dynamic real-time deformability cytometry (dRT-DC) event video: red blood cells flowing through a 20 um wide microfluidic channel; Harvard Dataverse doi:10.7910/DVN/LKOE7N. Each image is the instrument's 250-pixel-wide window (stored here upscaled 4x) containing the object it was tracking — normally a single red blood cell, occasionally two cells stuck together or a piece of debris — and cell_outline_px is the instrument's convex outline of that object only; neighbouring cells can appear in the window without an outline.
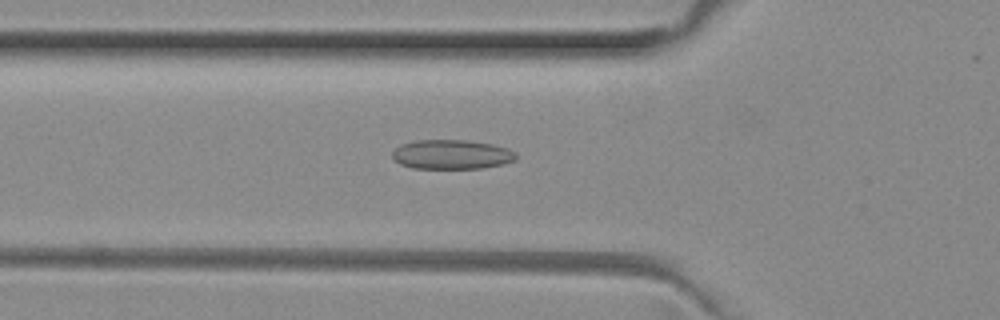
{"species": "common noctule bat (a hibernating species)", "species_latin": "Nyctalus noctula", "temperature_condition": "room temperature", "stored_images_in_passage": 49, "camera_frame_rate_fps": 3000, "um_per_image_px": 0.085, "animal": {"sex": "female", "body_mass_g": 29.2, "forearm_length_mm": 56.3}, "frame": {"image": 1, "passage_image": 16, "time_ms": 5.0, "image_size_px": [1000, 320], "cell_outline_px": [[516, 160], [504, 164], [484, 168], [412, 168], [400, 164], [392, 160], [392, 152], [400, 144], [416, 140], [468, 140], [492, 144], [508, 148], [516, 152]], "centroid_in_image_um": [38.39, 13.13], "position_along_channel_um": 87.4, "area_um2": 21.44}}
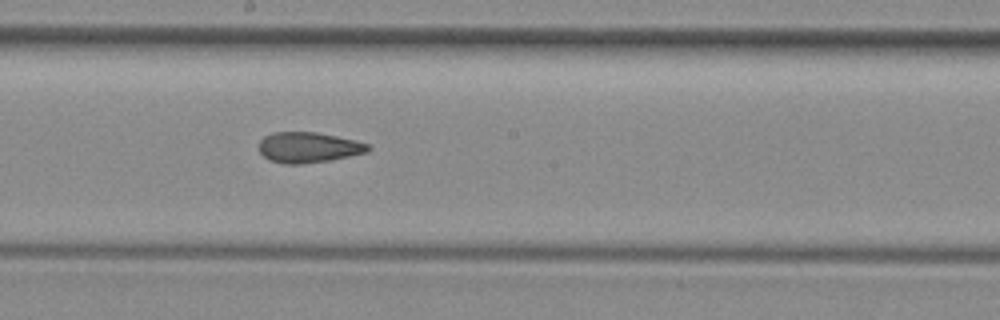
{"frame": {"image": 2, "passage_image": 26, "time_ms": 8.333, "image_size_px": [1000, 320], "cell_outline_px": [[372, 148], [368, 152], [332, 160], [300, 164], [284, 164], [268, 160], [260, 152], [260, 140], [264, 136], [272, 132], [316, 132], [356, 140], [368, 144]], "centroid_in_image_um": [26.23, 12.53], "position_along_channel_um": 222.0, "area_um2": 19.54}}
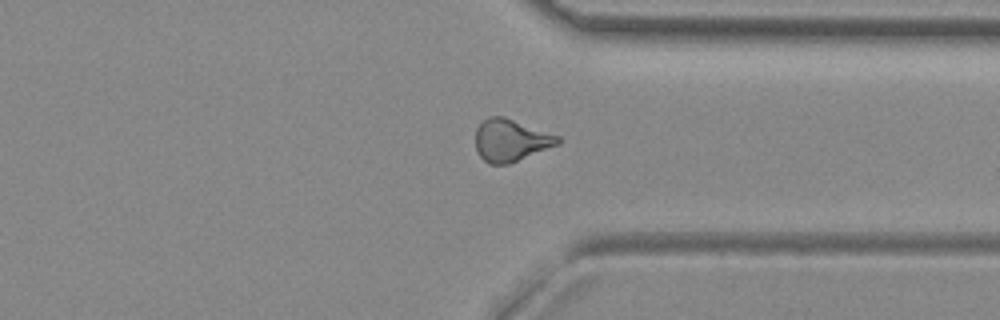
{"frame": {"image": 3, "passage_image": 37, "time_ms": 12.0, "image_size_px": [1000, 320], "cell_outline_px": [[560, 144], [508, 164], [488, 164], [480, 156], [476, 148], [476, 128], [488, 116], [504, 116], [560, 136]], "centroid_in_image_um": [43.42, 11.92], "position_along_channel_um": 368.0, "area_um2": 20.23}, "authors_computed_cell_mechanics": {"area_um2": 19.8254, "velocity_mm_per_s": 4.0219, "shape_relaxation_time_tau1_ms": null, "shape_relaxation_time_tau2_ms": 2.7378, "deformation_change_tau1": null, "deformation_change_tau2": 0.113}}